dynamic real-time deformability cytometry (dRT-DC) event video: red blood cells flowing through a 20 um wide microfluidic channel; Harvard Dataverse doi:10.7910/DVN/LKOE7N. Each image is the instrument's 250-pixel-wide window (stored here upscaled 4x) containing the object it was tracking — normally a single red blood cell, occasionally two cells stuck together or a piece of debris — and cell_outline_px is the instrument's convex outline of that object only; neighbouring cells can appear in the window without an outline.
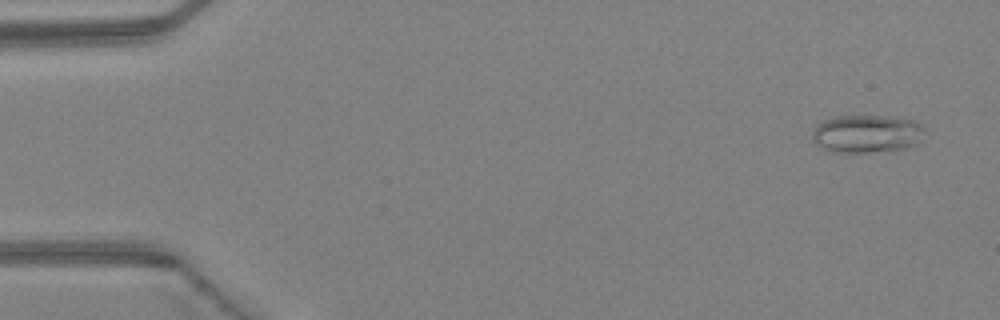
{"species": "Egyptian fruit bat (a non-hibernating species)", "species_latin": "Rousettus aegyptiacus", "temperature_condition": "warm", "stored_images_in_passage": 5, "camera_frame_rate_fps": 3000, "um_per_image_px": 0.085, "animal": {"sex": "female"}, "frame": {"image": 1, "passage_image": 5, "time_ms": 1.333, "image_size_px": [1000, 320], "cell_outline_px": [[924, 128], [920, 140], [916, 144], [904, 148], [868, 152], [836, 152], [820, 148], [812, 140], [812, 132], [820, 120], [836, 116], [888, 116], [912, 120], [920, 124]], "centroid_in_image_um": [73.62, 11.36], "position_along_channel_um": 11.4, "area_um2": 24.8}}